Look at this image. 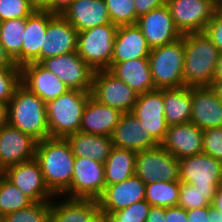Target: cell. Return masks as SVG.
<instances>
[{"label": "cell", "instance_id": "6da1fadb", "mask_svg": "<svg viewBox=\"0 0 222 222\" xmlns=\"http://www.w3.org/2000/svg\"><path fill=\"white\" fill-rule=\"evenodd\" d=\"M44 182L54 196H61L70 188L75 156L66 138L49 137L36 144Z\"/></svg>", "mask_w": 222, "mask_h": 222}, {"label": "cell", "instance_id": "7a4b0ae2", "mask_svg": "<svg viewBox=\"0 0 222 222\" xmlns=\"http://www.w3.org/2000/svg\"><path fill=\"white\" fill-rule=\"evenodd\" d=\"M219 54L220 51L204 32L184 34V86H210L214 81Z\"/></svg>", "mask_w": 222, "mask_h": 222}, {"label": "cell", "instance_id": "3957f363", "mask_svg": "<svg viewBox=\"0 0 222 222\" xmlns=\"http://www.w3.org/2000/svg\"><path fill=\"white\" fill-rule=\"evenodd\" d=\"M9 125L30 135L37 142L49 138L45 102L20 84L8 103Z\"/></svg>", "mask_w": 222, "mask_h": 222}, {"label": "cell", "instance_id": "277c9868", "mask_svg": "<svg viewBox=\"0 0 222 222\" xmlns=\"http://www.w3.org/2000/svg\"><path fill=\"white\" fill-rule=\"evenodd\" d=\"M91 92L68 90L46 104L49 135L67 138L80 131L82 114Z\"/></svg>", "mask_w": 222, "mask_h": 222}, {"label": "cell", "instance_id": "5b68a950", "mask_svg": "<svg viewBox=\"0 0 222 222\" xmlns=\"http://www.w3.org/2000/svg\"><path fill=\"white\" fill-rule=\"evenodd\" d=\"M148 60L156 89L184 86V35L175 42L152 48Z\"/></svg>", "mask_w": 222, "mask_h": 222}, {"label": "cell", "instance_id": "8992f818", "mask_svg": "<svg viewBox=\"0 0 222 222\" xmlns=\"http://www.w3.org/2000/svg\"><path fill=\"white\" fill-rule=\"evenodd\" d=\"M118 27L112 23L78 32V55L94 70H106L111 65Z\"/></svg>", "mask_w": 222, "mask_h": 222}, {"label": "cell", "instance_id": "52a82bcc", "mask_svg": "<svg viewBox=\"0 0 222 222\" xmlns=\"http://www.w3.org/2000/svg\"><path fill=\"white\" fill-rule=\"evenodd\" d=\"M220 3V0H167L166 5L176 29L184 35L204 32Z\"/></svg>", "mask_w": 222, "mask_h": 222}, {"label": "cell", "instance_id": "ba28073f", "mask_svg": "<svg viewBox=\"0 0 222 222\" xmlns=\"http://www.w3.org/2000/svg\"><path fill=\"white\" fill-rule=\"evenodd\" d=\"M135 174L145 183L155 181H180L179 159L160 145L138 151Z\"/></svg>", "mask_w": 222, "mask_h": 222}, {"label": "cell", "instance_id": "9c48e42d", "mask_svg": "<svg viewBox=\"0 0 222 222\" xmlns=\"http://www.w3.org/2000/svg\"><path fill=\"white\" fill-rule=\"evenodd\" d=\"M105 186L103 163L85 157H75L71 186L62 196L72 199L98 200Z\"/></svg>", "mask_w": 222, "mask_h": 222}, {"label": "cell", "instance_id": "30bf717a", "mask_svg": "<svg viewBox=\"0 0 222 222\" xmlns=\"http://www.w3.org/2000/svg\"><path fill=\"white\" fill-rule=\"evenodd\" d=\"M40 64L54 73L69 90L91 92L95 71L78 55L77 51L45 58Z\"/></svg>", "mask_w": 222, "mask_h": 222}, {"label": "cell", "instance_id": "8fae6325", "mask_svg": "<svg viewBox=\"0 0 222 222\" xmlns=\"http://www.w3.org/2000/svg\"><path fill=\"white\" fill-rule=\"evenodd\" d=\"M179 169L180 182L201 191H217L222 185V163L203 152L179 159Z\"/></svg>", "mask_w": 222, "mask_h": 222}, {"label": "cell", "instance_id": "7c38bea8", "mask_svg": "<svg viewBox=\"0 0 222 222\" xmlns=\"http://www.w3.org/2000/svg\"><path fill=\"white\" fill-rule=\"evenodd\" d=\"M91 95L99 102L122 113L131 112L138 93L118 79L108 69L94 72Z\"/></svg>", "mask_w": 222, "mask_h": 222}, {"label": "cell", "instance_id": "4fadbf2b", "mask_svg": "<svg viewBox=\"0 0 222 222\" xmlns=\"http://www.w3.org/2000/svg\"><path fill=\"white\" fill-rule=\"evenodd\" d=\"M3 176L17 186L33 202L52 201L55 197L47 188L41 166L34 157L31 160L5 168Z\"/></svg>", "mask_w": 222, "mask_h": 222}, {"label": "cell", "instance_id": "5bb4252c", "mask_svg": "<svg viewBox=\"0 0 222 222\" xmlns=\"http://www.w3.org/2000/svg\"><path fill=\"white\" fill-rule=\"evenodd\" d=\"M163 94L155 89L138 94L137 101L130 113L134 115L150 135L160 144L169 125L164 116Z\"/></svg>", "mask_w": 222, "mask_h": 222}, {"label": "cell", "instance_id": "9a60e30c", "mask_svg": "<svg viewBox=\"0 0 222 222\" xmlns=\"http://www.w3.org/2000/svg\"><path fill=\"white\" fill-rule=\"evenodd\" d=\"M60 14L78 32L111 23L105 0H64Z\"/></svg>", "mask_w": 222, "mask_h": 222}, {"label": "cell", "instance_id": "2e32d148", "mask_svg": "<svg viewBox=\"0 0 222 222\" xmlns=\"http://www.w3.org/2000/svg\"><path fill=\"white\" fill-rule=\"evenodd\" d=\"M137 25L150 49L175 42L181 38L167 5L152 9L138 18Z\"/></svg>", "mask_w": 222, "mask_h": 222}, {"label": "cell", "instance_id": "e0dca14e", "mask_svg": "<svg viewBox=\"0 0 222 222\" xmlns=\"http://www.w3.org/2000/svg\"><path fill=\"white\" fill-rule=\"evenodd\" d=\"M37 141L9 124L0 129V171L35 157Z\"/></svg>", "mask_w": 222, "mask_h": 222}, {"label": "cell", "instance_id": "ac0fdd59", "mask_svg": "<svg viewBox=\"0 0 222 222\" xmlns=\"http://www.w3.org/2000/svg\"><path fill=\"white\" fill-rule=\"evenodd\" d=\"M21 84L48 104L66 93L69 88L51 71L38 62L21 68Z\"/></svg>", "mask_w": 222, "mask_h": 222}, {"label": "cell", "instance_id": "d6986e66", "mask_svg": "<svg viewBox=\"0 0 222 222\" xmlns=\"http://www.w3.org/2000/svg\"><path fill=\"white\" fill-rule=\"evenodd\" d=\"M146 184L136 175L117 184L106 185L97 200L99 209L110 215L136 202L145 200Z\"/></svg>", "mask_w": 222, "mask_h": 222}, {"label": "cell", "instance_id": "ffe728a7", "mask_svg": "<svg viewBox=\"0 0 222 222\" xmlns=\"http://www.w3.org/2000/svg\"><path fill=\"white\" fill-rule=\"evenodd\" d=\"M78 31L60 13L49 22L41 46V61L77 51Z\"/></svg>", "mask_w": 222, "mask_h": 222}, {"label": "cell", "instance_id": "44dd1931", "mask_svg": "<svg viewBox=\"0 0 222 222\" xmlns=\"http://www.w3.org/2000/svg\"><path fill=\"white\" fill-rule=\"evenodd\" d=\"M160 146L177 159L203 152V130L192 122L168 127Z\"/></svg>", "mask_w": 222, "mask_h": 222}, {"label": "cell", "instance_id": "7402d4cb", "mask_svg": "<svg viewBox=\"0 0 222 222\" xmlns=\"http://www.w3.org/2000/svg\"><path fill=\"white\" fill-rule=\"evenodd\" d=\"M190 122L202 130L222 126V100L211 86L192 87Z\"/></svg>", "mask_w": 222, "mask_h": 222}, {"label": "cell", "instance_id": "603a6c76", "mask_svg": "<svg viewBox=\"0 0 222 222\" xmlns=\"http://www.w3.org/2000/svg\"><path fill=\"white\" fill-rule=\"evenodd\" d=\"M110 138L113 146L136 152L160 145L130 112L122 114Z\"/></svg>", "mask_w": 222, "mask_h": 222}, {"label": "cell", "instance_id": "cb8c5ba5", "mask_svg": "<svg viewBox=\"0 0 222 222\" xmlns=\"http://www.w3.org/2000/svg\"><path fill=\"white\" fill-rule=\"evenodd\" d=\"M57 13L52 11L34 10L26 20L21 49V67L32 62H41V46L48 22Z\"/></svg>", "mask_w": 222, "mask_h": 222}, {"label": "cell", "instance_id": "d4e9b609", "mask_svg": "<svg viewBox=\"0 0 222 222\" xmlns=\"http://www.w3.org/2000/svg\"><path fill=\"white\" fill-rule=\"evenodd\" d=\"M122 114L90 95L83 110L80 132L110 137Z\"/></svg>", "mask_w": 222, "mask_h": 222}, {"label": "cell", "instance_id": "484cf974", "mask_svg": "<svg viewBox=\"0 0 222 222\" xmlns=\"http://www.w3.org/2000/svg\"><path fill=\"white\" fill-rule=\"evenodd\" d=\"M151 49L137 24L119 26L116 32L111 63L149 58Z\"/></svg>", "mask_w": 222, "mask_h": 222}, {"label": "cell", "instance_id": "4316f807", "mask_svg": "<svg viewBox=\"0 0 222 222\" xmlns=\"http://www.w3.org/2000/svg\"><path fill=\"white\" fill-rule=\"evenodd\" d=\"M108 70L138 94L156 89L148 58L111 63Z\"/></svg>", "mask_w": 222, "mask_h": 222}, {"label": "cell", "instance_id": "83f0119b", "mask_svg": "<svg viewBox=\"0 0 222 222\" xmlns=\"http://www.w3.org/2000/svg\"><path fill=\"white\" fill-rule=\"evenodd\" d=\"M59 197L55 196L51 201L49 222H88L99 210L97 200L66 197L59 202Z\"/></svg>", "mask_w": 222, "mask_h": 222}, {"label": "cell", "instance_id": "f1b7e54d", "mask_svg": "<svg viewBox=\"0 0 222 222\" xmlns=\"http://www.w3.org/2000/svg\"><path fill=\"white\" fill-rule=\"evenodd\" d=\"M164 116L169 126L190 122L192 111V87L161 89Z\"/></svg>", "mask_w": 222, "mask_h": 222}, {"label": "cell", "instance_id": "f546056e", "mask_svg": "<svg viewBox=\"0 0 222 222\" xmlns=\"http://www.w3.org/2000/svg\"><path fill=\"white\" fill-rule=\"evenodd\" d=\"M75 157H85L105 163L113 147L109 136L77 132L67 138Z\"/></svg>", "mask_w": 222, "mask_h": 222}, {"label": "cell", "instance_id": "4dcf8cb0", "mask_svg": "<svg viewBox=\"0 0 222 222\" xmlns=\"http://www.w3.org/2000/svg\"><path fill=\"white\" fill-rule=\"evenodd\" d=\"M137 152L113 146L104 163L106 185L117 184L135 174Z\"/></svg>", "mask_w": 222, "mask_h": 222}, {"label": "cell", "instance_id": "1f68e13d", "mask_svg": "<svg viewBox=\"0 0 222 222\" xmlns=\"http://www.w3.org/2000/svg\"><path fill=\"white\" fill-rule=\"evenodd\" d=\"M26 20L27 17L0 22V43L20 68L23 32Z\"/></svg>", "mask_w": 222, "mask_h": 222}, {"label": "cell", "instance_id": "d6a6232c", "mask_svg": "<svg viewBox=\"0 0 222 222\" xmlns=\"http://www.w3.org/2000/svg\"><path fill=\"white\" fill-rule=\"evenodd\" d=\"M180 181H155L146 184L145 200L151 206H178Z\"/></svg>", "mask_w": 222, "mask_h": 222}, {"label": "cell", "instance_id": "836d02e7", "mask_svg": "<svg viewBox=\"0 0 222 222\" xmlns=\"http://www.w3.org/2000/svg\"><path fill=\"white\" fill-rule=\"evenodd\" d=\"M33 201L0 171V216L28 207Z\"/></svg>", "mask_w": 222, "mask_h": 222}, {"label": "cell", "instance_id": "e575fe53", "mask_svg": "<svg viewBox=\"0 0 222 222\" xmlns=\"http://www.w3.org/2000/svg\"><path fill=\"white\" fill-rule=\"evenodd\" d=\"M217 191H201L190 183L180 182L178 206L191 210L211 206Z\"/></svg>", "mask_w": 222, "mask_h": 222}, {"label": "cell", "instance_id": "d590c367", "mask_svg": "<svg viewBox=\"0 0 222 222\" xmlns=\"http://www.w3.org/2000/svg\"><path fill=\"white\" fill-rule=\"evenodd\" d=\"M51 201L33 202L2 217V222H49Z\"/></svg>", "mask_w": 222, "mask_h": 222}, {"label": "cell", "instance_id": "8d00e7d4", "mask_svg": "<svg viewBox=\"0 0 222 222\" xmlns=\"http://www.w3.org/2000/svg\"><path fill=\"white\" fill-rule=\"evenodd\" d=\"M111 23L119 26L137 24L134 0H105Z\"/></svg>", "mask_w": 222, "mask_h": 222}, {"label": "cell", "instance_id": "74e56055", "mask_svg": "<svg viewBox=\"0 0 222 222\" xmlns=\"http://www.w3.org/2000/svg\"><path fill=\"white\" fill-rule=\"evenodd\" d=\"M150 207L146 200H142L112 212L109 217L111 222H146Z\"/></svg>", "mask_w": 222, "mask_h": 222}, {"label": "cell", "instance_id": "f35d334b", "mask_svg": "<svg viewBox=\"0 0 222 222\" xmlns=\"http://www.w3.org/2000/svg\"><path fill=\"white\" fill-rule=\"evenodd\" d=\"M21 84L20 68L0 69V102L9 103L15 89Z\"/></svg>", "mask_w": 222, "mask_h": 222}, {"label": "cell", "instance_id": "ab89813d", "mask_svg": "<svg viewBox=\"0 0 222 222\" xmlns=\"http://www.w3.org/2000/svg\"><path fill=\"white\" fill-rule=\"evenodd\" d=\"M34 9L30 0H0V21L28 17Z\"/></svg>", "mask_w": 222, "mask_h": 222}, {"label": "cell", "instance_id": "60d3db41", "mask_svg": "<svg viewBox=\"0 0 222 222\" xmlns=\"http://www.w3.org/2000/svg\"><path fill=\"white\" fill-rule=\"evenodd\" d=\"M203 153L222 163V126L203 130Z\"/></svg>", "mask_w": 222, "mask_h": 222}, {"label": "cell", "instance_id": "b9f144b4", "mask_svg": "<svg viewBox=\"0 0 222 222\" xmlns=\"http://www.w3.org/2000/svg\"><path fill=\"white\" fill-rule=\"evenodd\" d=\"M204 33L217 49L222 52V2L217 6L214 16L207 24Z\"/></svg>", "mask_w": 222, "mask_h": 222}, {"label": "cell", "instance_id": "7bdbcfd3", "mask_svg": "<svg viewBox=\"0 0 222 222\" xmlns=\"http://www.w3.org/2000/svg\"><path fill=\"white\" fill-rule=\"evenodd\" d=\"M30 3L34 10L60 13L64 0H30Z\"/></svg>", "mask_w": 222, "mask_h": 222}, {"label": "cell", "instance_id": "ee69618b", "mask_svg": "<svg viewBox=\"0 0 222 222\" xmlns=\"http://www.w3.org/2000/svg\"><path fill=\"white\" fill-rule=\"evenodd\" d=\"M167 0H134V7L138 17L147 14L152 9L166 5Z\"/></svg>", "mask_w": 222, "mask_h": 222}, {"label": "cell", "instance_id": "f6af8a7d", "mask_svg": "<svg viewBox=\"0 0 222 222\" xmlns=\"http://www.w3.org/2000/svg\"><path fill=\"white\" fill-rule=\"evenodd\" d=\"M165 222H189L187 211L180 206L165 208Z\"/></svg>", "mask_w": 222, "mask_h": 222}, {"label": "cell", "instance_id": "bcb514c9", "mask_svg": "<svg viewBox=\"0 0 222 222\" xmlns=\"http://www.w3.org/2000/svg\"><path fill=\"white\" fill-rule=\"evenodd\" d=\"M210 206L187 210L189 222H209Z\"/></svg>", "mask_w": 222, "mask_h": 222}, {"label": "cell", "instance_id": "7dc6e473", "mask_svg": "<svg viewBox=\"0 0 222 222\" xmlns=\"http://www.w3.org/2000/svg\"><path fill=\"white\" fill-rule=\"evenodd\" d=\"M165 207L151 206L146 222H165Z\"/></svg>", "mask_w": 222, "mask_h": 222}, {"label": "cell", "instance_id": "c3c4849f", "mask_svg": "<svg viewBox=\"0 0 222 222\" xmlns=\"http://www.w3.org/2000/svg\"><path fill=\"white\" fill-rule=\"evenodd\" d=\"M1 68H20L18 67L12 57L6 52L3 45L0 43V69Z\"/></svg>", "mask_w": 222, "mask_h": 222}, {"label": "cell", "instance_id": "681fc988", "mask_svg": "<svg viewBox=\"0 0 222 222\" xmlns=\"http://www.w3.org/2000/svg\"><path fill=\"white\" fill-rule=\"evenodd\" d=\"M9 124L8 103L0 102V129Z\"/></svg>", "mask_w": 222, "mask_h": 222}, {"label": "cell", "instance_id": "f907efd6", "mask_svg": "<svg viewBox=\"0 0 222 222\" xmlns=\"http://www.w3.org/2000/svg\"><path fill=\"white\" fill-rule=\"evenodd\" d=\"M211 206L217 209L222 214V185L218 187L216 195L211 203Z\"/></svg>", "mask_w": 222, "mask_h": 222}, {"label": "cell", "instance_id": "816d5d0a", "mask_svg": "<svg viewBox=\"0 0 222 222\" xmlns=\"http://www.w3.org/2000/svg\"><path fill=\"white\" fill-rule=\"evenodd\" d=\"M88 222H111V220L107 213L99 209Z\"/></svg>", "mask_w": 222, "mask_h": 222}, {"label": "cell", "instance_id": "f5cc1de1", "mask_svg": "<svg viewBox=\"0 0 222 222\" xmlns=\"http://www.w3.org/2000/svg\"><path fill=\"white\" fill-rule=\"evenodd\" d=\"M209 222H222V214L212 206H210Z\"/></svg>", "mask_w": 222, "mask_h": 222}, {"label": "cell", "instance_id": "db71d44e", "mask_svg": "<svg viewBox=\"0 0 222 222\" xmlns=\"http://www.w3.org/2000/svg\"><path fill=\"white\" fill-rule=\"evenodd\" d=\"M210 86L218 98L222 100V80H214Z\"/></svg>", "mask_w": 222, "mask_h": 222}, {"label": "cell", "instance_id": "11a10c76", "mask_svg": "<svg viewBox=\"0 0 222 222\" xmlns=\"http://www.w3.org/2000/svg\"><path fill=\"white\" fill-rule=\"evenodd\" d=\"M214 80H222V52L219 54Z\"/></svg>", "mask_w": 222, "mask_h": 222}]
</instances>
